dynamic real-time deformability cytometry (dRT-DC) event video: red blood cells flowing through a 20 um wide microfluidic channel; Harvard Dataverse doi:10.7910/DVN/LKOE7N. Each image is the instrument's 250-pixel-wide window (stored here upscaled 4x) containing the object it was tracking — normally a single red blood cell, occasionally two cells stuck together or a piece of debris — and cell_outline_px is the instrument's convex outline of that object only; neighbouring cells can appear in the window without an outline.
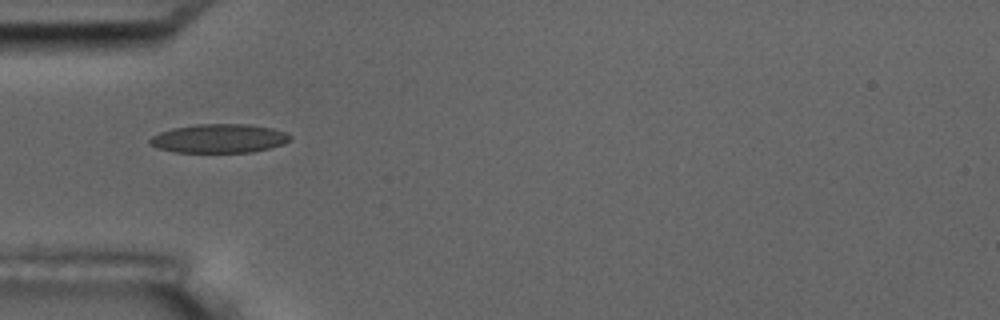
{"species": "common noctule bat (a hibernating species)", "species_latin": "Nyctalus noctula", "temperature_condition": "room temperature", "stored_images_in_passage": 5, "camera_frame_rate_fps": 3000, "um_per_image_px": 0.085, "animal": {"sex": "male", "body_mass_g": 17.5, "forearm_length_mm": 52.3}, "frame": {"image": 1, "passage_image": 1, "time_ms": 0.0, "image_size_px": [1000, 320], "cell_outline_px": [[292, 136], [284, 144], [252, 152], [172, 152], [156, 148], [148, 144], [148, 140], [152, 136], [160, 132], [172, 128], [196, 124], [248, 124], [272, 128], [284, 132]], "centroid_in_image_um": [18.57, 11.77], "position_along_channel_um": 66.4, "area_um2": 23.64}}
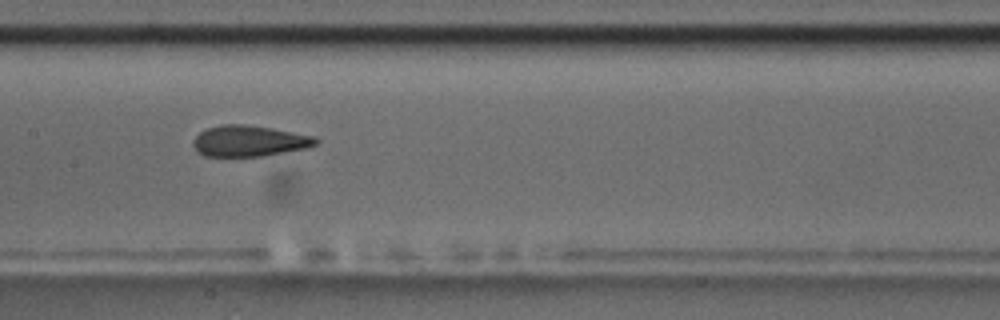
{"frame": {"image": 2, "passage_image": 4, "time_ms": 3.333, "image_size_px": [1000, 320], "cell_outline_px": [[320, 140], [316, 144], [308, 148], [264, 156], [204, 156], [196, 152], [192, 144], [192, 140], [200, 132], [208, 128], [224, 124], [244, 124], [272, 128], [316, 136]], "centroid_in_image_um": [21.2, 11.99], "position_along_channel_um": 186.2, "area_um2": 22.37}}
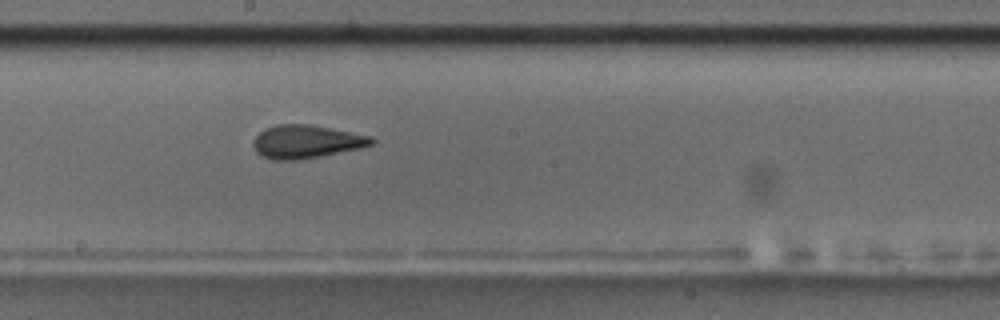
{"frame": {"image": 3, "passage_image": 5, "time_ms": 4.333, "image_size_px": [1000, 320], "cell_outline_px": [[376, 140], [372, 144], [360, 148], [320, 156], [296, 160], [272, 160], [260, 156], [256, 152], [252, 144], [252, 140], [264, 128], [276, 124], [308, 124], [372, 136]], "centroid_in_image_um": [25.98, 12.04], "position_along_channel_um": 222.2, "area_um2": 22.95}}